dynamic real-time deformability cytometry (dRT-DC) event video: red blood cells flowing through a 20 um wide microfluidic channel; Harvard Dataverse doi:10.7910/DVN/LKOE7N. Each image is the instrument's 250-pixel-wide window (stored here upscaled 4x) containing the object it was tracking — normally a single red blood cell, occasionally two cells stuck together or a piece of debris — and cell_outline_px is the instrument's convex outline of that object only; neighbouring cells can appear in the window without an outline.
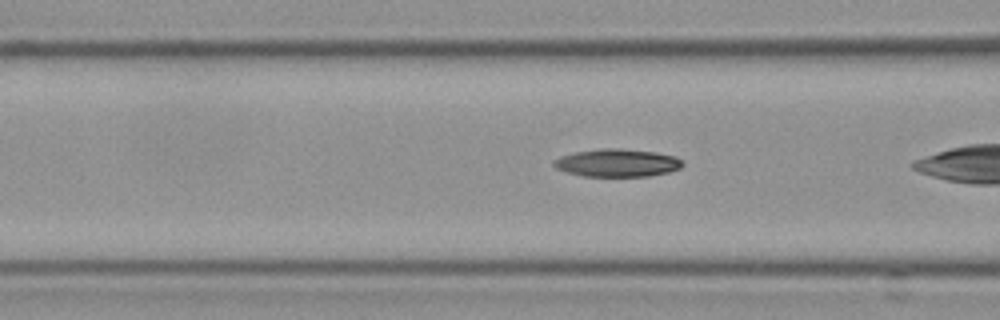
{"species": "Egyptian fruit bat (a non-hibernating species)", "species_latin": "Rousettus aegyptiacus", "temperature_condition": "cold", "stored_images_in_passage": 28, "camera_frame_rate_fps": 3000, "um_per_image_px": 0.085, "frame": {"image": 1, "passage_image": 5, "time_ms": 1.333, "image_size_px": [1000, 320], "cell_outline_px": [[684, 164], [680, 168], [668, 172], [648, 176], [584, 176], [568, 172], [556, 168], [552, 164], [552, 160], [560, 156], [576, 152], [600, 148], [620, 148], [656, 152], [676, 156]], "centroid_in_image_um": [52.45, 13.83], "position_along_channel_um": 114.1, "area_um2": 20.87}}